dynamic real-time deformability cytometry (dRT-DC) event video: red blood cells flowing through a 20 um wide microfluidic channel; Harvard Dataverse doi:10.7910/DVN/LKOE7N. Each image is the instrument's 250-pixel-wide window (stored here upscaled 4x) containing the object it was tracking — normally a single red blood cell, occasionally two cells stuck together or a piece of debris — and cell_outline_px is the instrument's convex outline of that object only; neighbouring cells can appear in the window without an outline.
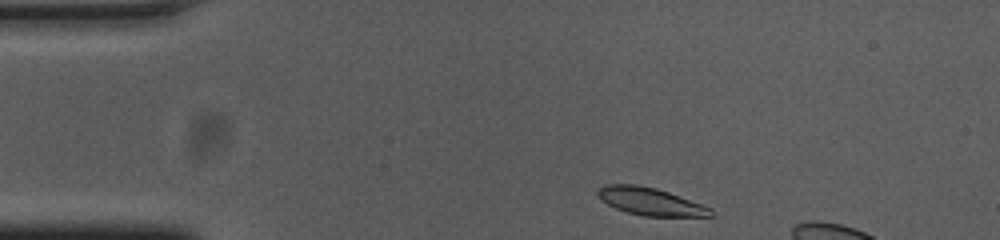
{"species": "common noctule bat (a hibernating species)", "species_latin": "Nyctalus noctula", "temperature_condition": "cold", "stored_images_in_passage": 7, "camera_frame_rate_fps": 3000, "um_per_image_px": 0.085, "animal": {"sex": "female", "body_mass_g": 23.0, "forearm_length_mm": 53.4}, "frame": {"image": 1, "passage_image": 1, "time_ms": 0.0, "image_size_px": [1000, 240], "cell_outline_px": [[712, 216], [644, 216], [628, 212], [616, 208], [600, 200], [596, 196], [596, 188], [608, 184], [636, 184], [656, 188], [668, 192], [712, 208]], "centroid_in_image_um": [55.22, 17.11], "position_along_channel_um": 29.8, "area_um2": 18.09}}